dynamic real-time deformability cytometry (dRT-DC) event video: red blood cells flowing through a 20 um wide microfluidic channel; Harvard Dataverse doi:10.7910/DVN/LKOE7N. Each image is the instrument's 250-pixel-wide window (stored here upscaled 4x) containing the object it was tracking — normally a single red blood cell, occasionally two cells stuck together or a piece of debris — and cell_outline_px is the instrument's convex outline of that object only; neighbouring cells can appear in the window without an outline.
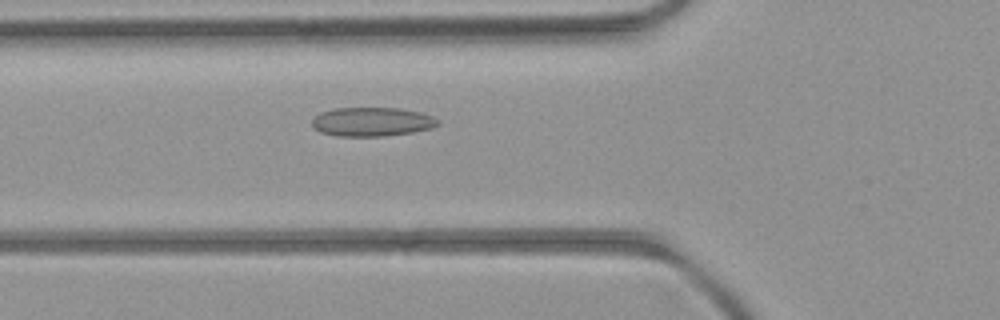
{"species": "common noctule bat (a hibernating species)", "species_latin": "Nyctalus noctula", "temperature_condition": "room temperature", "stored_images_in_passage": 23, "camera_frame_rate_fps": 3000, "um_per_image_px": 0.085, "animal": {"sex": "female", "body_mass_g": 21.9}, "frame": {"image": 1, "passage_image": 4, "time_ms": 1.0, "image_size_px": [1000, 320], "cell_outline_px": [[440, 124], [432, 128], [412, 132], [384, 136], [336, 136], [320, 132], [312, 124], [312, 120], [320, 112], [332, 108], [400, 108], [420, 112], [432, 116], [440, 120]], "centroid_in_image_um": [31.63, 10.35], "position_along_channel_um": 94.2, "area_um2": 21.33}}
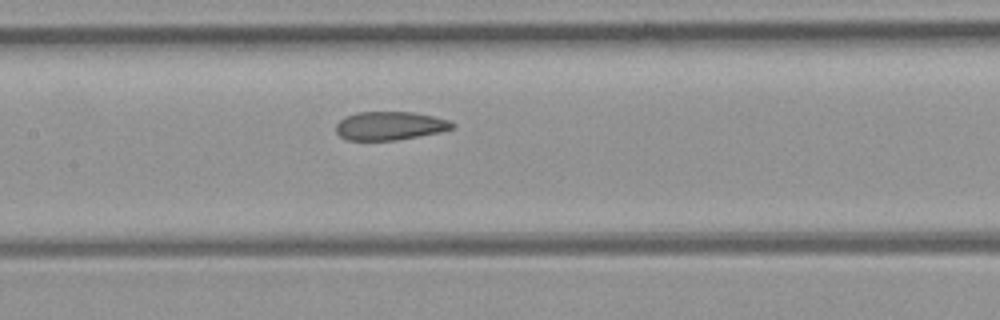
{"frame": {"image": 2, "passage_image": 10, "time_ms": 3.0, "image_size_px": [1000, 320], "cell_outline_px": [[456, 124], [452, 128], [440, 132], [396, 140], [348, 140], [340, 136], [336, 132], [336, 124], [344, 116], [356, 112], [412, 112], [432, 116], [448, 120]], "centroid_in_image_um": [33.1, 10.69], "position_along_channel_um": 174.3, "area_um2": 19.25}}
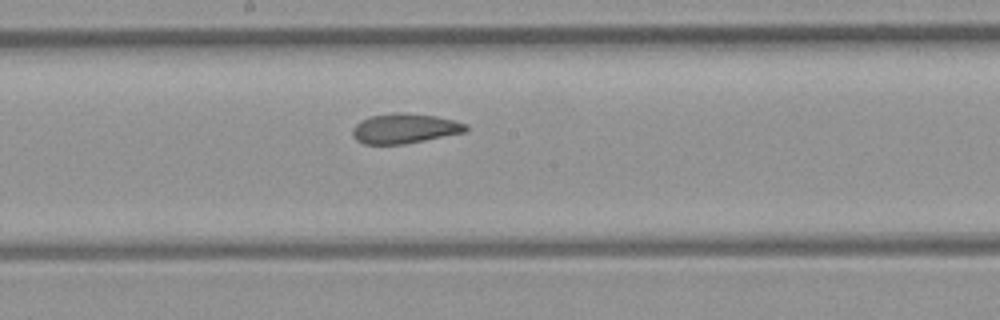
{"frame": {"image": 3, "passage_image": 13, "time_ms": 4.0, "image_size_px": [1000, 320], "cell_outline_px": [[468, 128], [464, 132], [404, 144], [364, 144], [356, 140], [352, 136], [352, 128], [360, 120], [372, 116], [396, 112], [400, 112], [436, 116], [468, 124]], "centroid_in_image_um": [34.36, 10.92], "position_along_channel_um": 213.8, "area_um2": 19.59}}